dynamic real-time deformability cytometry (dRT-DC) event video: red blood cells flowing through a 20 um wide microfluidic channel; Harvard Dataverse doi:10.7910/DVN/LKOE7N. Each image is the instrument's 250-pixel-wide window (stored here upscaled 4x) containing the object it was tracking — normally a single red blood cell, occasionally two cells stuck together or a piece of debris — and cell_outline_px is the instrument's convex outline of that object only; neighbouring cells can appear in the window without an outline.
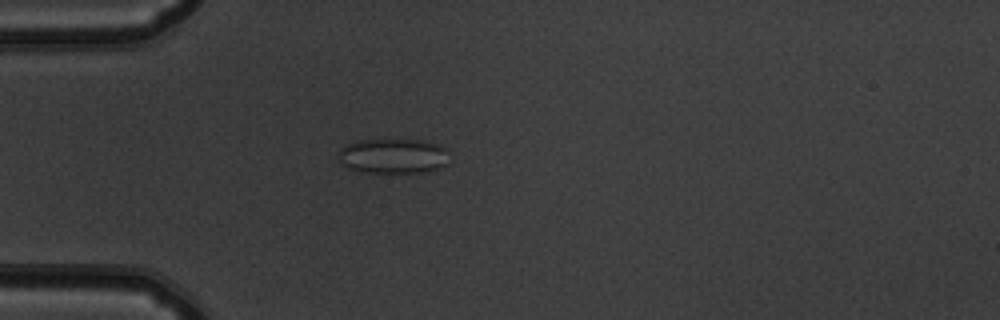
{"species": "common noctule bat (a hibernating species)", "species_latin": "Nyctalus noctula", "temperature_condition": "warm", "stored_images_in_passage": 41, "camera_frame_rate_fps": 3000, "um_per_image_px": 0.085, "animal": {"sex": "male", "body_mass_g": 19.5, "forearm_length_mm": 54.6}, "frame": {"image": 1, "passage_image": 4, "time_ms": 1.0, "image_size_px": [1000, 320], "cell_outline_px": [[448, 148], [444, 164], [440, 168], [420, 172], [368, 172], [348, 168], [340, 164], [336, 160], [336, 152], [340, 148], [356, 140], [420, 140], [440, 144]], "centroid_in_image_um": [33.34, 13.25], "position_along_channel_um": 51.7, "area_um2": 22.66}}
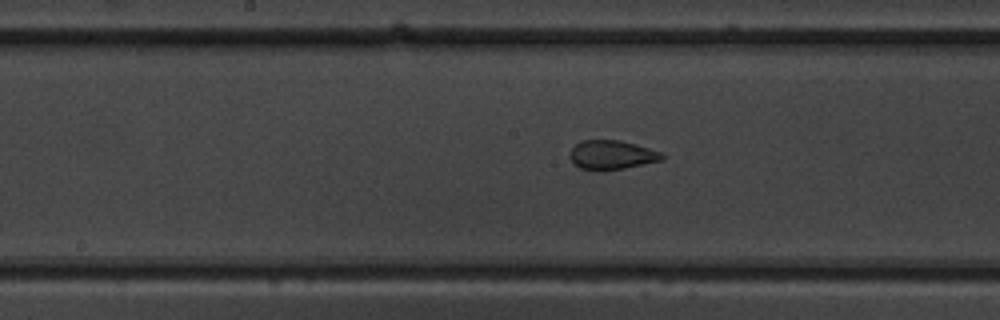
{"frame": {"image": 2, "passage_image": 16, "time_ms": 5.0, "image_size_px": [1000, 320], "cell_outline_px": [[664, 160], [624, 168], [600, 172], [580, 168], [572, 164], [568, 156], [572, 148], [580, 140], [616, 140], [636, 144], [664, 152]], "centroid_in_image_um": [51.98, 13.18], "position_along_channel_um": 196.2, "area_um2": 16.07}}
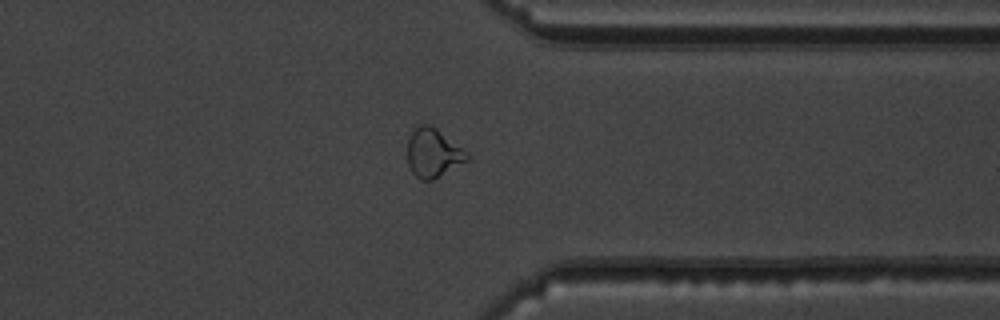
{"frame": {"image": 3, "passage_image": 30, "time_ms": 9.667, "image_size_px": [1000, 320], "cell_outline_px": [[472, 156], [468, 160], [432, 180], [420, 180], [412, 172], [408, 164], [408, 140], [416, 124], [428, 124], [436, 128], [468, 152]], "centroid_in_image_um": [36.82, 12.99], "position_along_channel_um": 374.6, "area_um2": 16.94}, "authors_computed_cell_mechanics": {"area_um2": 16.762, "velocity_mm_per_s": 3.8898, "shape_relaxation_time_tau1_ms": null, "shape_relaxation_time_tau2_ms": 0.9568, "deformation_change_tau1": null, "deformation_change_tau2": 0.0792}}